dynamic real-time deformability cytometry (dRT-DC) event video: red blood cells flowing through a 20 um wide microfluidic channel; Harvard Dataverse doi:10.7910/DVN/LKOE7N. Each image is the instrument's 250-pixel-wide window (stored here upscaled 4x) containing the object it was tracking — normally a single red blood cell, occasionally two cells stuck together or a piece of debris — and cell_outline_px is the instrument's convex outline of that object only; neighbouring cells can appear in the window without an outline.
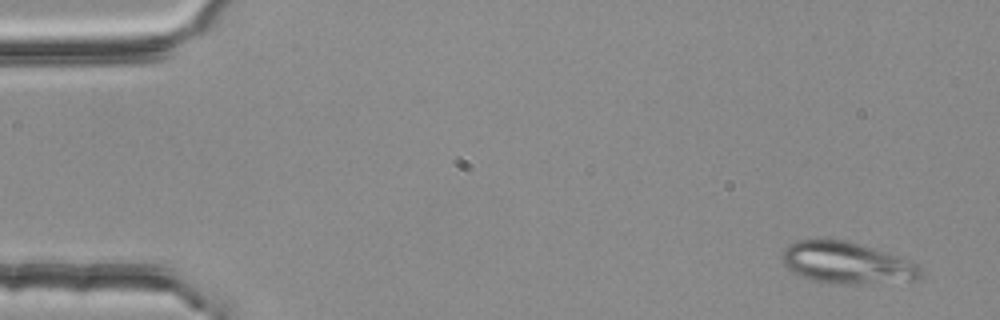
{"species": "common noctule bat (a hibernating species)", "species_latin": "Nyctalus noctula", "temperature_condition": "room temperature", "stored_images_in_passage": 4, "segment_of_instrument_passage": [2, 2], "camera_frame_rate_fps": 3000, "um_per_image_px": 0.085, "animal": {"sex": "female", "body_mass_g": 25.1}, "frame": {"image": 1, "passage_image": 4, "time_ms": 1.0, "image_size_px": [1000, 320], "cell_outline_px": [[924, 276], [920, 280], [852, 284], [832, 284], [812, 280], [792, 272], [784, 264], [784, 248], [788, 244], [796, 240], [844, 240], [876, 248], [916, 264], [920, 268]], "centroid_in_image_um": [72.0, 22.36], "position_along_channel_um": 13.0, "area_um2": 33.47}}